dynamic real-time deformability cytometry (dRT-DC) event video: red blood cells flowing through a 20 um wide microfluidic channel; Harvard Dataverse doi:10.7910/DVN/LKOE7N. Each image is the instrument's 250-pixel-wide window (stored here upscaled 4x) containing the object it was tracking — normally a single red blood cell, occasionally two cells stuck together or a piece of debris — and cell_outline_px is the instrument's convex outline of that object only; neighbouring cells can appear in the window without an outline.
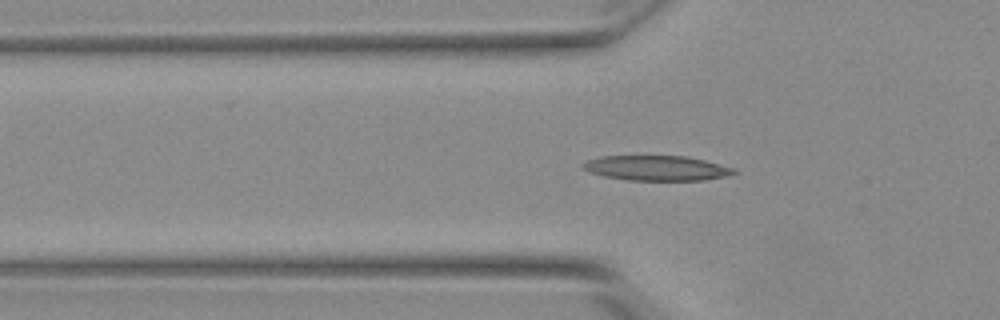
{"species": "Egyptian fruit bat (a non-hibernating species)", "species_latin": "Rousettus aegyptiacus", "temperature_condition": "warm", "stored_images_in_passage": 42, "camera_frame_rate_fps": 3000, "um_per_image_px": 0.085, "animal": {"sex": "female"}, "frame": {"image": 1, "passage_image": 12, "time_ms": 3.667, "image_size_px": [1000, 320], "cell_outline_px": [[740, 172], [724, 176], [704, 180], [628, 180], [604, 176], [588, 172], [580, 168], [580, 164], [588, 160], [600, 156], [688, 156], [736, 168]], "centroid_in_image_um": [55.79, 14.28], "position_along_channel_um": 70.0, "area_um2": 22.14}}
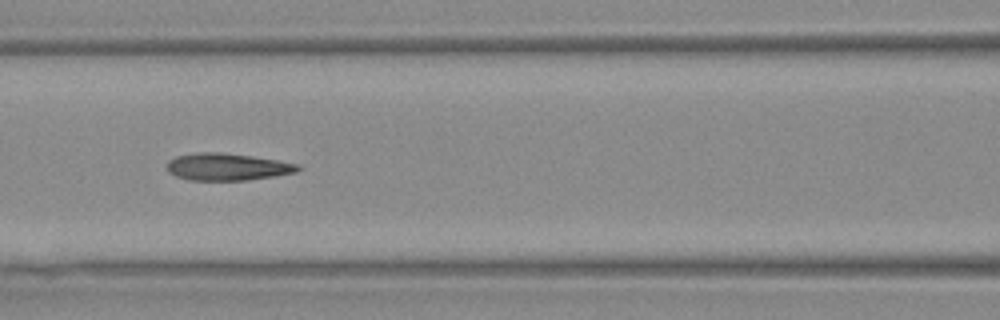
{"frame": {"image": 2, "passage_image": 18, "time_ms": 5.667, "image_size_px": [1000, 320], "cell_outline_px": [[300, 168], [296, 172], [276, 176], [248, 180], [188, 180], [176, 176], [168, 172], [164, 168], [168, 160], [176, 156], [196, 152], [220, 152], [252, 156], [276, 160], [296, 164]], "centroid_in_image_um": [19.24, 14.18], "position_along_channel_um": 147.4, "area_um2": 20.81}}
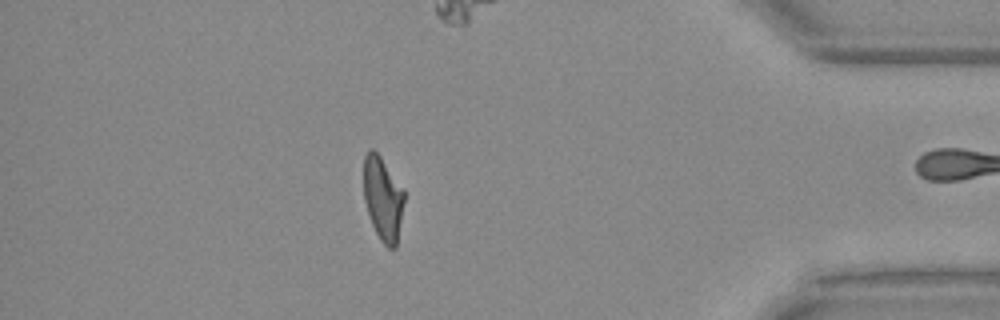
{"frame": {"image": 3, "passage_image": 41, "time_ms": 13.333, "image_size_px": [1000, 320], "cell_outline_px": [[404, 200], [396, 248], [388, 248], [380, 240], [372, 224], [364, 200], [364, 156], [368, 148], [372, 148], [380, 156], [404, 188]], "centroid_in_image_um": [32.54, 16.85], "position_along_channel_um": 402.7, "area_um2": 19.77}, "authors_computed_cell_mechanics": {"area_um2": 20.8947, "velocity_mm_per_s": 3.836, "shape_relaxation_time_tau1_ms": 9.5625, "shape_relaxation_time_tau2_ms": 1.9546, "deformation_change_tau1": 0.31, "deformation_change_tau2": 0.1073}}